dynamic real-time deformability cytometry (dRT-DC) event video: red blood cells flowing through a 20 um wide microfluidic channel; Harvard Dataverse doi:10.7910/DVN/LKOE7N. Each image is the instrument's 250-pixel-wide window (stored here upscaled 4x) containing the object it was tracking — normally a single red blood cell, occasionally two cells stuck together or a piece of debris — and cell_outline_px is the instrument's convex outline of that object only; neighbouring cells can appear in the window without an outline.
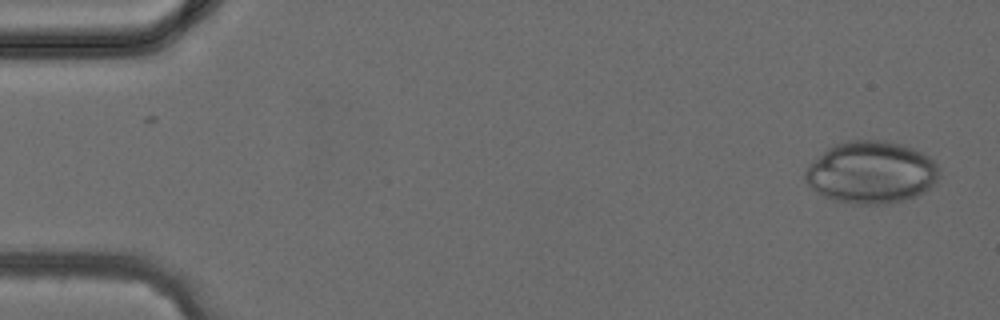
{"species": "common noctule bat (a hibernating species)", "species_latin": "Nyctalus noctula", "temperature_condition": "cold", "stored_images_in_passage": 37, "camera_frame_rate_fps": 3000, "um_per_image_px": 0.085, "animal": {"sex": "female", "body_mass_g": 24.6, "forearm_length_mm": 56.2}, "frame": {"image": 1, "passage_image": 1, "time_ms": 0.0, "image_size_px": [1000, 320], "cell_outline_px": [[936, 184], [924, 192], [916, 196], [904, 200], [884, 204], [856, 204], [836, 200], [824, 196], [816, 192], [804, 180], [804, 172], [808, 164], [828, 148], [836, 144], [848, 140], [880, 140], [900, 144], [912, 148], [928, 156], [936, 164]], "centroid_in_image_um": [74.01, 14.66], "position_along_channel_um": 11.0, "area_um2": 48.32}}
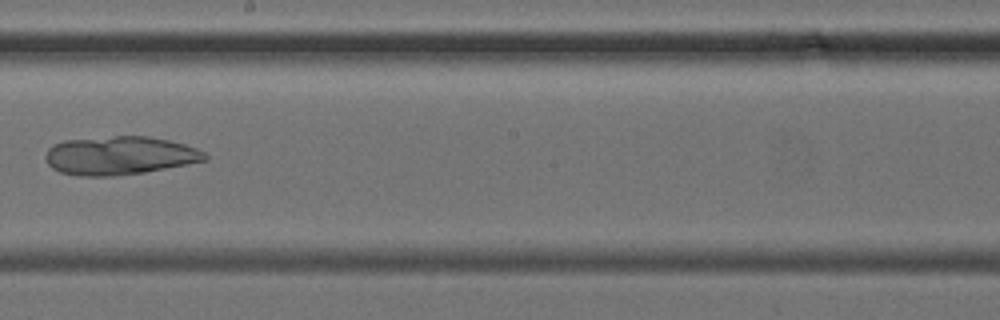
{"frame": {"image": 2, "passage_image": 21, "time_ms": 6.667, "image_size_px": [1000, 320], "cell_outline_px": [[208, 160], [144, 172], [116, 176], [80, 176], [60, 172], [52, 168], [44, 160], [44, 156], [48, 148], [52, 144], [64, 140], [116, 136], [148, 136], [168, 140], [184, 144], [196, 148], [204, 152], [208, 156]], "centroid_in_image_um": [10.13, 13.22], "position_along_channel_um": 238.1, "area_um2": 35.84}}
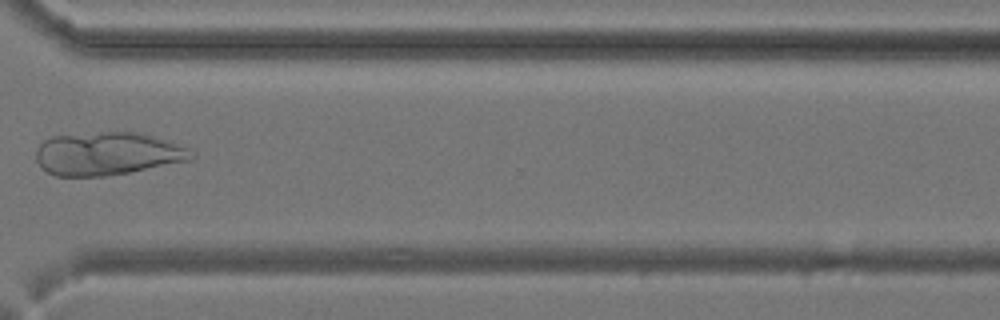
{"frame": {"image": 3, "passage_image": 28, "time_ms": 9.0, "image_size_px": [1000, 320], "cell_outline_px": [[196, 156], [192, 160], [128, 172], [104, 176], [56, 176], [48, 172], [36, 160], [36, 148], [44, 140], [52, 136], [100, 132], [140, 132], [168, 140], [188, 148]], "centroid_in_image_um": [9.15, 13.05], "position_along_channel_um": 361.4, "area_um2": 38.96}}